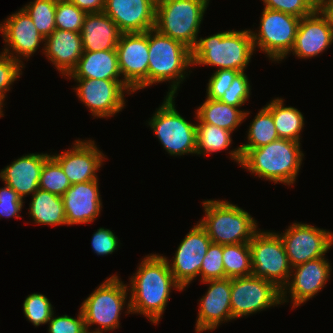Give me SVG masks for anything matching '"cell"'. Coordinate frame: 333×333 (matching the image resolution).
<instances>
[{
  "instance_id": "2",
  "label": "cell",
  "mask_w": 333,
  "mask_h": 333,
  "mask_svg": "<svg viewBox=\"0 0 333 333\" xmlns=\"http://www.w3.org/2000/svg\"><path fill=\"white\" fill-rule=\"evenodd\" d=\"M300 146L299 142L279 138L256 149H240V166L275 184L293 185L304 158Z\"/></svg>"
},
{
  "instance_id": "25",
  "label": "cell",
  "mask_w": 333,
  "mask_h": 333,
  "mask_svg": "<svg viewBox=\"0 0 333 333\" xmlns=\"http://www.w3.org/2000/svg\"><path fill=\"white\" fill-rule=\"evenodd\" d=\"M84 51L116 49L122 32L104 12L87 13L81 30Z\"/></svg>"
},
{
  "instance_id": "27",
  "label": "cell",
  "mask_w": 333,
  "mask_h": 333,
  "mask_svg": "<svg viewBox=\"0 0 333 333\" xmlns=\"http://www.w3.org/2000/svg\"><path fill=\"white\" fill-rule=\"evenodd\" d=\"M195 113V119L198 121L196 124H212L233 132L246 120L250 111H242L239 107L228 105L220 100L206 98Z\"/></svg>"
},
{
  "instance_id": "5",
  "label": "cell",
  "mask_w": 333,
  "mask_h": 333,
  "mask_svg": "<svg viewBox=\"0 0 333 333\" xmlns=\"http://www.w3.org/2000/svg\"><path fill=\"white\" fill-rule=\"evenodd\" d=\"M205 216L198 221L213 243H249L260 230L250 213L227 200L203 201Z\"/></svg>"
},
{
  "instance_id": "36",
  "label": "cell",
  "mask_w": 333,
  "mask_h": 333,
  "mask_svg": "<svg viewBox=\"0 0 333 333\" xmlns=\"http://www.w3.org/2000/svg\"><path fill=\"white\" fill-rule=\"evenodd\" d=\"M86 14L67 0H57L55 27L60 30L80 33Z\"/></svg>"
},
{
  "instance_id": "34",
  "label": "cell",
  "mask_w": 333,
  "mask_h": 333,
  "mask_svg": "<svg viewBox=\"0 0 333 333\" xmlns=\"http://www.w3.org/2000/svg\"><path fill=\"white\" fill-rule=\"evenodd\" d=\"M70 187L61 166L50 156L41 169L39 188L62 197Z\"/></svg>"
},
{
  "instance_id": "18",
  "label": "cell",
  "mask_w": 333,
  "mask_h": 333,
  "mask_svg": "<svg viewBox=\"0 0 333 333\" xmlns=\"http://www.w3.org/2000/svg\"><path fill=\"white\" fill-rule=\"evenodd\" d=\"M51 157L61 166L71 185L98 180L97 172L105 161V155L94 140H75L69 150Z\"/></svg>"
},
{
  "instance_id": "9",
  "label": "cell",
  "mask_w": 333,
  "mask_h": 333,
  "mask_svg": "<svg viewBox=\"0 0 333 333\" xmlns=\"http://www.w3.org/2000/svg\"><path fill=\"white\" fill-rule=\"evenodd\" d=\"M300 20L284 12L264 8L257 33L250 29L255 51L257 47L273 62L284 60L291 54Z\"/></svg>"
},
{
  "instance_id": "14",
  "label": "cell",
  "mask_w": 333,
  "mask_h": 333,
  "mask_svg": "<svg viewBox=\"0 0 333 333\" xmlns=\"http://www.w3.org/2000/svg\"><path fill=\"white\" fill-rule=\"evenodd\" d=\"M149 30L122 33L116 50L123 81L134 91L148 87Z\"/></svg>"
},
{
  "instance_id": "17",
  "label": "cell",
  "mask_w": 333,
  "mask_h": 333,
  "mask_svg": "<svg viewBox=\"0 0 333 333\" xmlns=\"http://www.w3.org/2000/svg\"><path fill=\"white\" fill-rule=\"evenodd\" d=\"M0 33L5 42L2 53L23 64L22 60H28L40 48V44L45 42L23 8L0 23Z\"/></svg>"
},
{
  "instance_id": "33",
  "label": "cell",
  "mask_w": 333,
  "mask_h": 333,
  "mask_svg": "<svg viewBox=\"0 0 333 333\" xmlns=\"http://www.w3.org/2000/svg\"><path fill=\"white\" fill-rule=\"evenodd\" d=\"M56 5L57 0H33L22 7L44 38H47L56 29Z\"/></svg>"
},
{
  "instance_id": "10",
  "label": "cell",
  "mask_w": 333,
  "mask_h": 333,
  "mask_svg": "<svg viewBox=\"0 0 333 333\" xmlns=\"http://www.w3.org/2000/svg\"><path fill=\"white\" fill-rule=\"evenodd\" d=\"M252 275L273 282L279 289L288 283L292 267L280 236L276 232L258 231L249 242Z\"/></svg>"
},
{
  "instance_id": "3",
  "label": "cell",
  "mask_w": 333,
  "mask_h": 333,
  "mask_svg": "<svg viewBox=\"0 0 333 333\" xmlns=\"http://www.w3.org/2000/svg\"><path fill=\"white\" fill-rule=\"evenodd\" d=\"M254 51L250 29L228 30L198 38L191 49V62L192 66H216V70L245 72Z\"/></svg>"
},
{
  "instance_id": "13",
  "label": "cell",
  "mask_w": 333,
  "mask_h": 333,
  "mask_svg": "<svg viewBox=\"0 0 333 333\" xmlns=\"http://www.w3.org/2000/svg\"><path fill=\"white\" fill-rule=\"evenodd\" d=\"M280 236L291 267L325 256L333 245V233L304 224L293 223Z\"/></svg>"
},
{
  "instance_id": "28",
  "label": "cell",
  "mask_w": 333,
  "mask_h": 333,
  "mask_svg": "<svg viewBox=\"0 0 333 333\" xmlns=\"http://www.w3.org/2000/svg\"><path fill=\"white\" fill-rule=\"evenodd\" d=\"M32 196L29 215L38 225H67L65 209L61 196L38 189Z\"/></svg>"
},
{
  "instance_id": "35",
  "label": "cell",
  "mask_w": 333,
  "mask_h": 333,
  "mask_svg": "<svg viewBox=\"0 0 333 333\" xmlns=\"http://www.w3.org/2000/svg\"><path fill=\"white\" fill-rule=\"evenodd\" d=\"M24 316L35 327L47 324L54 310L49 299L40 293H32L23 302Z\"/></svg>"
},
{
  "instance_id": "20",
  "label": "cell",
  "mask_w": 333,
  "mask_h": 333,
  "mask_svg": "<svg viewBox=\"0 0 333 333\" xmlns=\"http://www.w3.org/2000/svg\"><path fill=\"white\" fill-rule=\"evenodd\" d=\"M103 12L122 33L146 32L155 27L154 0H105Z\"/></svg>"
},
{
  "instance_id": "44",
  "label": "cell",
  "mask_w": 333,
  "mask_h": 333,
  "mask_svg": "<svg viewBox=\"0 0 333 333\" xmlns=\"http://www.w3.org/2000/svg\"><path fill=\"white\" fill-rule=\"evenodd\" d=\"M118 237L107 228H99L92 236L91 246L97 255H109L119 247Z\"/></svg>"
},
{
  "instance_id": "7",
  "label": "cell",
  "mask_w": 333,
  "mask_h": 333,
  "mask_svg": "<svg viewBox=\"0 0 333 333\" xmlns=\"http://www.w3.org/2000/svg\"><path fill=\"white\" fill-rule=\"evenodd\" d=\"M210 0H160L156 2L155 29L192 49L198 39Z\"/></svg>"
},
{
  "instance_id": "26",
  "label": "cell",
  "mask_w": 333,
  "mask_h": 333,
  "mask_svg": "<svg viewBox=\"0 0 333 333\" xmlns=\"http://www.w3.org/2000/svg\"><path fill=\"white\" fill-rule=\"evenodd\" d=\"M68 77V79L123 80L118 67L117 50L84 51Z\"/></svg>"
},
{
  "instance_id": "15",
  "label": "cell",
  "mask_w": 333,
  "mask_h": 333,
  "mask_svg": "<svg viewBox=\"0 0 333 333\" xmlns=\"http://www.w3.org/2000/svg\"><path fill=\"white\" fill-rule=\"evenodd\" d=\"M331 269L325 256L292 267L289 281L281 290L282 304L289 302V296L292 308L312 299L329 281Z\"/></svg>"
},
{
  "instance_id": "22",
  "label": "cell",
  "mask_w": 333,
  "mask_h": 333,
  "mask_svg": "<svg viewBox=\"0 0 333 333\" xmlns=\"http://www.w3.org/2000/svg\"><path fill=\"white\" fill-rule=\"evenodd\" d=\"M99 180L71 185L62 196L67 225L94 222L101 213Z\"/></svg>"
},
{
  "instance_id": "48",
  "label": "cell",
  "mask_w": 333,
  "mask_h": 333,
  "mask_svg": "<svg viewBox=\"0 0 333 333\" xmlns=\"http://www.w3.org/2000/svg\"><path fill=\"white\" fill-rule=\"evenodd\" d=\"M4 98L2 97V96H0V117H2V116H4V114H3V106L5 105V104H3L4 103Z\"/></svg>"
},
{
  "instance_id": "45",
  "label": "cell",
  "mask_w": 333,
  "mask_h": 333,
  "mask_svg": "<svg viewBox=\"0 0 333 333\" xmlns=\"http://www.w3.org/2000/svg\"><path fill=\"white\" fill-rule=\"evenodd\" d=\"M75 4L80 10L86 13L103 12L105 8V0H67Z\"/></svg>"
},
{
  "instance_id": "29",
  "label": "cell",
  "mask_w": 333,
  "mask_h": 333,
  "mask_svg": "<svg viewBox=\"0 0 333 333\" xmlns=\"http://www.w3.org/2000/svg\"><path fill=\"white\" fill-rule=\"evenodd\" d=\"M247 132V143L229 151L230 158L239 165L242 159L240 149H256L279 139L273 116L266 107L259 110Z\"/></svg>"
},
{
  "instance_id": "46",
  "label": "cell",
  "mask_w": 333,
  "mask_h": 333,
  "mask_svg": "<svg viewBox=\"0 0 333 333\" xmlns=\"http://www.w3.org/2000/svg\"><path fill=\"white\" fill-rule=\"evenodd\" d=\"M318 10L333 29V0H323Z\"/></svg>"
},
{
  "instance_id": "6",
  "label": "cell",
  "mask_w": 333,
  "mask_h": 333,
  "mask_svg": "<svg viewBox=\"0 0 333 333\" xmlns=\"http://www.w3.org/2000/svg\"><path fill=\"white\" fill-rule=\"evenodd\" d=\"M128 292V286L117 274L103 281L80 305L87 332L103 333L119 328L120 315L126 303V312L131 313ZM93 324L99 328L90 331L88 328Z\"/></svg>"
},
{
  "instance_id": "37",
  "label": "cell",
  "mask_w": 333,
  "mask_h": 333,
  "mask_svg": "<svg viewBox=\"0 0 333 333\" xmlns=\"http://www.w3.org/2000/svg\"><path fill=\"white\" fill-rule=\"evenodd\" d=\"M225 278L223 245L211 242L200 269L201 282Z\"/></svg>"
},
{
  "instance_id": "43",
  "label": "cell",
  "mask_w": 333,
  "mask_h": 333,
  "mask_svg": "<svg viewBox=\"0 0 333 333\" xmlns=\"http://www.w3.org/2000/svg\"><path fill=\"white\" fill-rule=\"evenodd\" d=\"M23 199L7 184L0 187V219L6 218H21Z\"/></svg>"
},
{
  "instance_id": "40",
  "label": "cell",
  "mask_w": 333,
  "mask_h": 333,
  "mask_svg": "<svg viewBox=\"0 0 333 333\" xmlns=\"http://www.w3.org/2000/svg\"><path fill=\"white\" fill-rule=\"evenodd\" d=\"M239 73L240 71L232 69L216 70L207 83L206 98L220 100Z\"/></svg>"
},
{
  "instance_id": "4",
  "label": "cell",
  "mask_w": 333,
  "mask_h": 333,
  "mask_svg": "<svg viewBox=\"0 0 333 333\" xmlns=\"http://www.w3.org/2000/svg\"><path fill=\"white\" fill-rule=\"evenodd\" d=\"M148 49V86L168 81L171 84L167 95L176 96L180 84L188 76L186 70L192 66L191 49L155 28L149 30Z\"/></svg>"
},
{
  "instance_id": "19",
  "label": "cell",
  "mask_w": 333,
  "mask_h": 333,
  "mask_svg": "<svg viewBox=\"0 0 333 333\" xmlns=\"http://www.w3.org/2000/svg\"><path fill=\"white\" fill-rule=\"evenodd\" d=\"M202 283L209 284V288L199 300L196 333L215 330L221 323L233 320L231 278L207 280Z\"/></svg>"
},
{
  "instance_id": "16",
  "label": "cell",
  "mask_w": 333,
  "mask_h": 333,
  "mask_svg": "<svg viewBox=\"0 0 333 333\" xmlns=\"http://www.w3.org/2000/svg\"><path fill=\"white\" fill-rule=\"evenodd\" d=\"M211 242L207 232L198 222L179 244L171 263L163 256L173 277L183 289L200 276L201 264Z\"/></svg>"
},
{
  "instance_id": "38",
  "label": "cell",
  "mask_w": 333,
  "mask_h": 333,
  "mask_svg": "<svg viewBox=\"0 0 333 333\" xmlns=\"http://www.w3.org/2000/svg\"><path fill=\"white\" fill-rule=\"evenodd\" d=\"M251 85L248 76L240 72L232 81L220 101L235 107H241L249 100L251 94Z\"/></svg>"
},
{
  "instance_id": "11",
  "label": "cell",
  "mask_w": 333,
  "mask_h": 333,
  "mask_svg": "<svg viewBox=\"0 0 333 333\" xmlns=\"http://www.w3.org/2000/svg\"><path fill=\"white\" fill-rule=\"evenodd\" d=\"M281 304V289L273 282L253 275L231 278V312L234 320Z\"/></svg>"
},
{
  "instance_id": "32",
  "label": "cell",
  "mask_w": 333,
  "mask_h": 333,
  "mask_svg": "<svg viewBox=\"0 0 333 333\" xmlns=\"http://www.w3.org/2000/svg\"><path fill=\"white\" fill-rule=\"evenodd\" d=\"M232 133L212 124H197L196 155L228 149L232 144Z\"/></svg>"
},
{
  "instance_id": "12",
  "label": "cell",
  "mask_w": 333,
  "mask_h": 333,
  "mask_svg": "<svg viewBox=\"0 0 333 333\" xmlns=\"http://www.w3.org/2000/svg\"><path fill=\"white\" fill-rule=\"evenodd\" d=\"M78 99L89 108L93 118H109L125 107V93L134 91L123 80L74 79Z\"/></svg>"
},
{
  "instance_id": "31",
  "label": "cell",
  "mask_w": 333,
  "mask_h": 333,
  "mask_svg": "<svg viewBox=\"0 0 333 333\" xmlns=\"http://www.w3.org/2000/svg\"><path fill=\"white\" fill-rule=\"evenodd\" d=\"M225 278L252 275V259L249 243L223 245Z\"/></svg>"
},
{
  "instance_id": "23",
  "label": "cell",
  "mask_w": 333,
  "mask_h": 333,
  "mask_svg": "<svg viewBox=\"0 0 333 333\" xmlns=\"http://www.w3.org/2000/svg\"><path fill=\"white\" fill-rule=\"evenodd\" d=\"M51 155L31 153L14 160L0 172L4 184L9 185L22 199L39 189L41 169Z\"/></svg>"
},
{
  "instance_id": "8",
  "label": "cell",
  "mask_w": 333,
  "mask_h": 333,
  "mask_svg": "<svg viewBox=\"0 0 333 333\" xmlns=\"http://www.w3.org/2000/svg\"><path fill=\"white\" fill-rule=\"evenodd\" d=\"M175 95H166L148 125L163 149L171 156L196 154L197 124H193L175 108Z\"/></svg>"
},
{
  "instance_id": "30",
  "label": "cell",
  "mask_w": 333,
  "mask_h": 333,
  "mask_svg": "<svg viewBox=\"0 0 333 333\" xmlns=\"http://www.w3.org/2000/svg\"><path fill=\"white\" fill-rule=\"evenodd\" d=\"M284 99L275 98L265 107L271 112L279 138L293 140L300 143L304 128L303 114L295 107L285 106Z\"/></svg>"
},
{
  "instance_id": "21",
  "label": "cell",
  "mask_w": 333,
  "mask_h": 333,
  "mask_svg": "<svg viewBox=\"0 0 333 333\" xmlns=\"http://www.w3.org/2000/svg\"><path fill=\"white\" fill-rule=\"evenodd\" d=\"M333 43V29L326 18L315 9L301 18L292 54L301 59L314 58L322 54Z\"/></svg>"
},
{
  "instance_id": "47",
  "label": "cell",
  "mask_w": 333,
  "mask_h": 333,
  "mask_svg": "<svg viewBox=\"0 0 333 333\" xmlns=\"http://www.w3.org/2000/svg\"><path fill=\"white\" fill-rule=\"evenodd\" d=\"M315 9H318L323 0H307Z\"/></svg>"
},
{
  "instance_id": "41",
  "label": "cell",
  "mask_w": 333,
  "mask_h": 333,
  "mask_svg": "<svg viewBox=\"0 0 333 333\" xmlns=\"http://www.w3.org/2000/svg\"><path fill=\"white\" fill-rule=\"evenodd\" d=\"M54 316L53 313L48 321V333H88L81 309L77 318L68 315Z\"/></svg>"
},
{
  "instance_id": "1",
  "label": "cell",
  "mask_w": 333,
  "mask_h": 333,
  "mask_svg": "<svg viewBox=\"0 0 333 333\" xmlns=\"http://www.w3.org/2000/svg\"><path fill=\"white\" fill-rule=\"evenodd\" d=\"M127 285L130 295V311L147 317L153 324L160 321L171 290L183 287L169 270L167 260L159 254H148L142 259Z\"/></svg>"
},
{
  "instance_id": "42",
  "label": "cell",
  "mask_w": 333,
  "mask_h": 333,
  "mask_svg": "<svg viewBox=\"0 0 333 333\" xmlns=\"http://www.w3.org/2000/svg\"><path fill=\"white\" fill-rule=\"evenodd\" d=\"M265 7L272 10H277L303 18L310 15L315 8L307 0H261Z\"/></svg>"
},
{
  "instance_id": "24",
  "label": "cell",
  "mask_w": 333,
  "mask_h": 333,
  "mask_svg": "<svg viewBox=\"0 0 333 333\" xmlns=\"http://www.w3.org/2000/svg\"><path fill=\"white\" fill-rule=\"evenodd\" d=\"M43 44V54L65 77L75 69L84 52L81 33L68 30L55 29Z\"/></svg>"
},
{
  "instance_id": "39",
  "label": "cell",
  "mask_w": 333,
  "mask_h": 333,
  "mask_svg": "<svg viewBox=\"0 0 333 333\" xmlns=\"http://www.w3.org/2000/svg\"><path fill=\"white\" fill-rule=\"evenodd\" d=\"M23 68L25 66L22 62L0 52V96L4 99L10 86L22 75Z\"/></svg>"
}]
</instances>
